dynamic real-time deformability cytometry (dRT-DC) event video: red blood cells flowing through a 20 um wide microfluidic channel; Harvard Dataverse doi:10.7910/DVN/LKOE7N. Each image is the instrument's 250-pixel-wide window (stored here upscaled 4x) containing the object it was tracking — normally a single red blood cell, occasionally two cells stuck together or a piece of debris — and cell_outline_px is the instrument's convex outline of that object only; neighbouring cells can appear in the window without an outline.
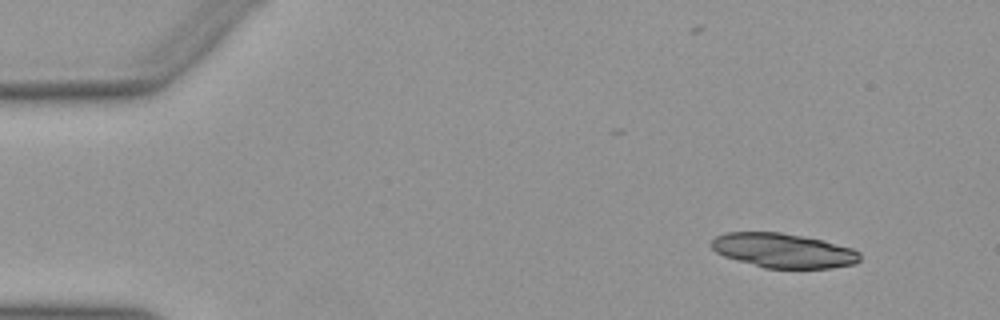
{"species": "Egyptian fruit bat (a non-hibernating species)", "species_latin": "Rousettus aegyptiacus", "temperature_condition": "warm", "stored_images_in_passage": 14, "camera_frame_rate_fps": 3000, "um_per_image_px": 0.085, "animal": {"sex": "female"}, "frame": {"image": 1, "passage_image": 1, "time_ms": 0.0, "image_size_px": [1000, 320], "cell_outline_px": [[860, 260], [856, 264], [828, 268], [764, 268], [736, 260], [724, 256], [716, 252], [712, 248], [712, 240], [716, 236], [724, 232], [780, 232], [820, 240], [852, 248], [860, 252]], "centroid_in_image_um": [66.57, 21.3], "position_along_channel_um": 18.4, "area_um2": 29.65}}
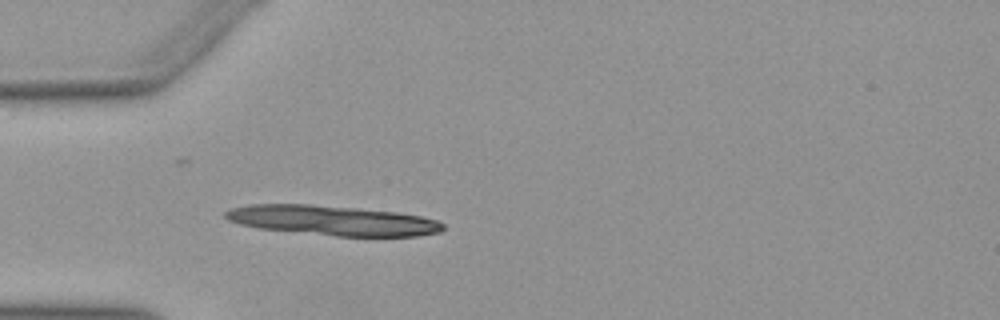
{"frame": {"image": 2, "passage_image": 11, "time_ms": 3.333, "image_size_px": [1000, 320], "cell_outline_px": [[444, 228], [440, 232], [416, 236], [336, 236], [260, 228], [240, 224], [228, 220], [224, 216], [224, 212], [232, 208], [252, 204], [308, 204], [356, 208], [396, 212], [420, 216], [436, 220], [444, 224]], "centroid_in_image_um": [28.27, 18.73], "position_along_channel_um": 56.7, "area_um2": 37.51}}